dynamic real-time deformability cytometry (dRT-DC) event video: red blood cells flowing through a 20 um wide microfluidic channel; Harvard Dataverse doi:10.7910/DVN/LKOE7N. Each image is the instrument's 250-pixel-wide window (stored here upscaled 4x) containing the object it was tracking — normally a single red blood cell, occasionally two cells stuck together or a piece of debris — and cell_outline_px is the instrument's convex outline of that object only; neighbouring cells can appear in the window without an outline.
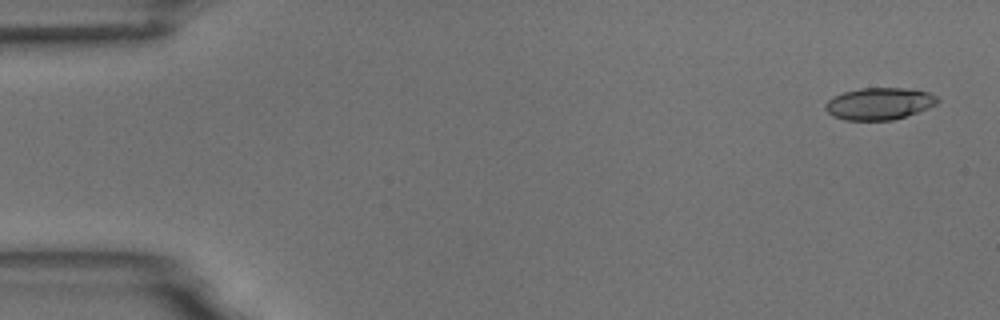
{"species": "common noctule bat (a hibernating species)", "species_latin": "Nyctalus noctula", "temperature_condition": "room temperature", "stored_images_in_passage": 5, "segment_of_instrument_passage": [1, 2], "camera_frame_rate_fps": 3000, "um_per_image_px": 0.085, "animal": {"sex": "male", "body_mass_g": 18.8}, "frame": {"image": 1, "passage_image": 1, "time_ms": 0.0, "image_size_px": [1000, 320], "cell_outline_px": [[940, 100], [936, 104], [928, 108], [892, 120], [844, 120], [832, 116], [824, 108], [824, 104], [828, 100], [844, 92], [860, 88], [904, 88], [928, 92], [936, 96]], "centroid_in_image_um": [74.71, 8.81], "position_along_channel_um": 10.3, "area_um2": 20.75}}
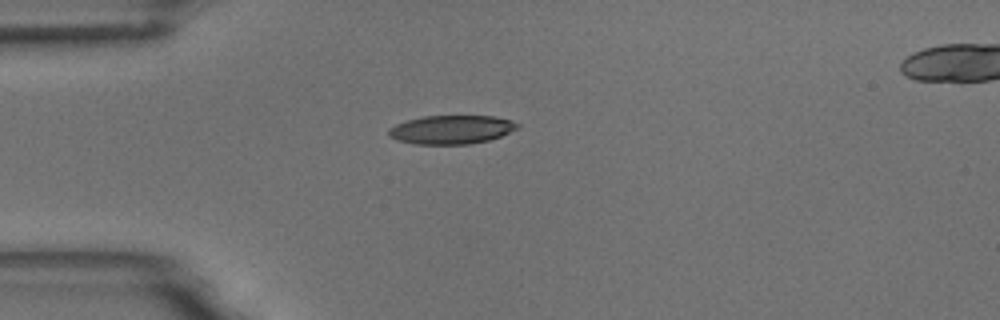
{"frame": {"image": 2, "passage_image": 4, "time_ms": 4.0, "image_size_px": [1000, 320], "cell_outline_px": [[520, 128], [500, 136], [488, 140], [468, 144], [416, 144], [400, 140], [388, 136], [388, 128], [396, 124], [408, 120], [424, 116], [492, 116], [512, 120], [520, 124]], "centroid_in_image_um": [38.4, 11.01], "position_along_channel_um": 46.6, "area_um2": 21.44}}